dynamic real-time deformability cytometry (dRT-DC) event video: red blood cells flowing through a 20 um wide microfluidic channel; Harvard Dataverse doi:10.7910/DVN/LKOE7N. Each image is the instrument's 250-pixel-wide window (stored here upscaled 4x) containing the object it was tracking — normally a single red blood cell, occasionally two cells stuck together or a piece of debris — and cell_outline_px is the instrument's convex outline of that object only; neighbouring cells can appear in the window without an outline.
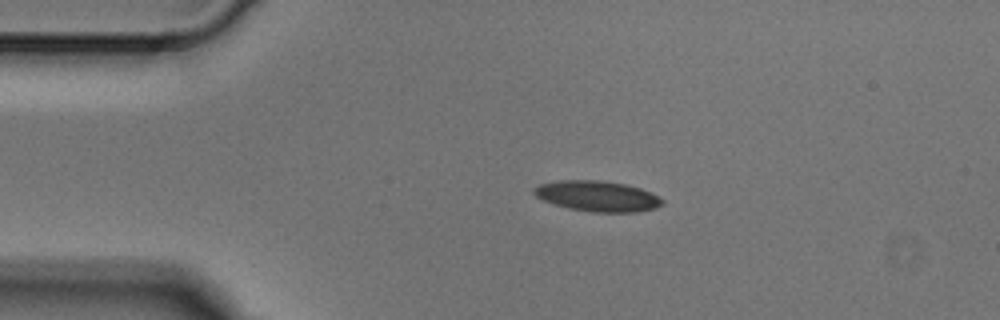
{"species": "Egyptian fruit bat (a non-hibernating species)", "species_latin": "Rousettus aegyptiacus", "temperature_condition": "cold", "stored_images_in_passage": 2, "camera_frame_rate_fps": 3000, "um_per_image_px": 0.085, "animal": {"sex": "male"}, "frame": {"image": 1, "passage_image": 1, "time_ms": 0.0, "image_size_px": [1000, 320], "cell_outline_px": [[664, 204], [656, 208], [636, 212], [592, 212], [568, 208], [544, 200], [536, 196], [532, 192], [532, 188], [540, 184], [556, 180], [600, 180], [624, 184], [640, 188], [652, 192], [664, 200]], "centroid_in_image_um": [50.79, 16.67], "position_along_channel_um": 34.2, "area_um2": 22.95}}